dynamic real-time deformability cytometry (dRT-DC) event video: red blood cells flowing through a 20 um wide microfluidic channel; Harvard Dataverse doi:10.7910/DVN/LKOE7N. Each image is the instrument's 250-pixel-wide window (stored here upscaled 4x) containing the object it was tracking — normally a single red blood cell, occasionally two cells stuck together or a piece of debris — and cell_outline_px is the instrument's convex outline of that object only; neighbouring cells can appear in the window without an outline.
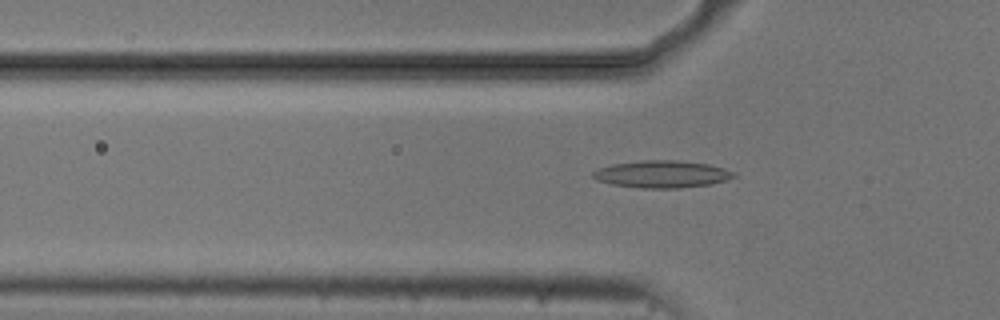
{"species": "common noctule bat (a hibernating species)", "species_latin": "Nyctalus noctula", "temperature_condition": "cold", "stored_images_in_passage": 48, "camera_frame_rate_fps": 3000, "um_per_image_px": 0.085, "animal": {"sex": "male", "body_mass_g": 20.5, "forearm_length_mm": 52.5}, "frame": {"image": 1, "passage_image": 11, "time_ms": 3.333, "image_size_px": [1000, 320], "cell_outline_px": [[736, 176], [712, 184], [680, 188], [640, 188], [612, 184], [596, 180], [592, 176], [592, 172], [600, 168], [612, 164], [644, 160], [676, 160], [708, 164], [724, 168], [732, 172]], "centroid_in_image_um": [56.24, 14.8], "position_along_channel_um": 69.6, "area_um2": 22.2}}
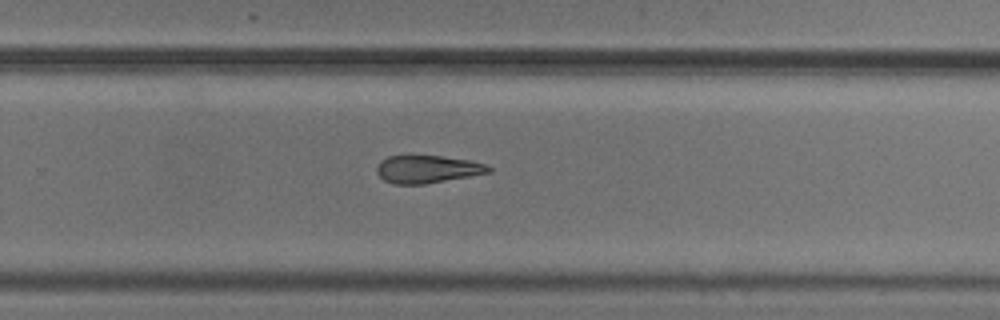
{"frame": {"image": 2, "passage_image": 29, "time_ms": 9.333, "image_size_px": [1000, 320], "cell_outline_px": [[492, 172], [424, 184], [392, 184], [384, 180], [376, 172], [376, 168], [380, 160], [388, 156], [408, 152], [444, 156], [472, 160], [484, 164], [492, 168]], "centroid_in_image_um": [36.27, 14.32], "position_along_channel_um": 293.5, "area_um2": 18.9}}
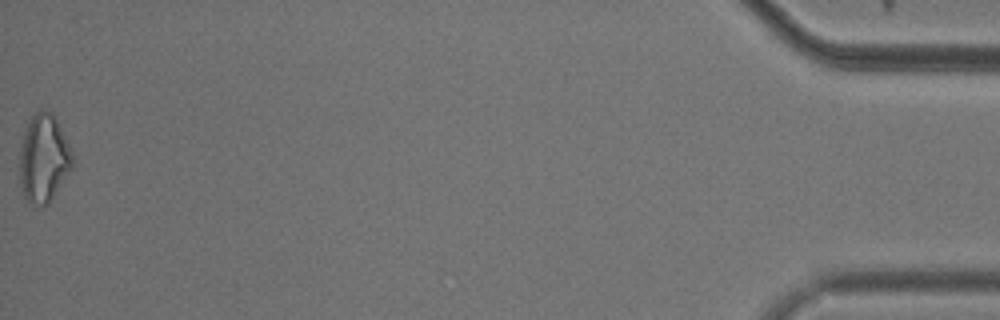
{"frame": {"image": 3, "passage_image": 48, "time_ms": 15.667, "image_size_px": [1000, 320], "cell_outline_px": [[72, 168], [48, 204], [40, 204], [28, 200], [24, 196], [20, 184], [20, 148], [24, 132], [32, 116], [40, 108], [44, 108], [52, 112], [72, 152]], "centroid_in_image_um": [3.71, 13.43], "position_along_channel_um": 431.5, "area_um2": 26.53}}